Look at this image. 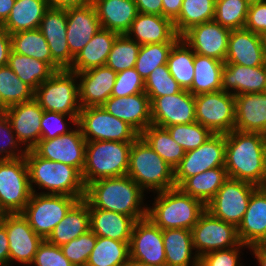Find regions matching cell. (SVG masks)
Instances as JSON below:
<instances>
[{"mask_svg": "<svg viewBox=\"0 0 266 266\" xmlns=\"http://www.w3.org/2000/svg\"><path fill=\"white\" fill-rule=\"evenodd\" d=\"M129 261V243L97 236L86 266H126Z\"/></svg>", "mask_w": 266, "mask_h": 266, "instance_id": "obj_41", "label": "cell"}, {"mask_svg": "<svg viewBox=\"0 0 266 266\" xmlns=\"http://www.w3.org/2000/svg\"><path fill=\"white\" fill-rule=\"evenodd\" d=\"M166 129L185 152L198 148L213 135L209 129L198 122L168 126Z\"/></svg>", "mask_w": 266, "mask_h": 266, "instance_id": "obj_48", "label": "cell"}, {"mask_svg": "<svg viewBox=\"0 0 266 266\" xmlns=\"http://www.w3.org/2000/svg\"><path fill=\"white\" fill-rule=\"evenodd\" d=\"M153 207H147V217L160 229L191 230L206 210L197 198L185 194L179 187L157 193Z\"/></svg>", "mask_w": 266, "mask_h": 266, "instance_id": "obj_4", "label": "cell"}, {"mask_svg": "<svg viewBox=\"0 0 266 266\" xmlns=\"http://www.w3.org/2000/svg\"><path fill=\"white\" fill-rule=\"evenodd\" d=\"M262 40H263V47H264L265 56H266V32L262 35Z\"/></svg>", "mask_w": 266, "mask_h": 266, "instance_id": "obj_67", "label": "cell"}, {"mask_svg": "<svg viewBox=\"0 0 266 266\" xmlns=\"http://www.w3.org/2000/svg\"><path fill=\"white\" fill-rule=\"evenodd\" d=\"M225 63L249 67L266 65L262 35L245 28L231 30Z\"/></svg>", "mask_w": 266, "mask_h": 266, "instance_id": "obj_25", "label": "cell"}, {"mask_svg": "<svg viewBox=\"0 0 266 266\" xmlns=\"http://www.w3.org/2000/svg\"><path fill=\"white\" fill-rule=\"evenodd\" d=\"M32 192L21 212L34 232L46 240L68 211L80 200L59 194Z\"/></svg>", "mask_w": 266, "mask_h": 266, "instance_id": "obj_8", "label": "cell"}, {"mask_svg": "<svg viewBox=\"0 0 266 266\" xmlns=\"http://www.w3.org/2000/svg\"><path fill=\"white\" fill-rule=\"evenodd\" d=\"M195 113L213 134H228L235 126V96L223 90L195 95Z\"/></svg>", "mask_w": 266, "mask_h": 266, "instance_id": "obj_11", "label": "cell"}, {"mask_svg": "<svg viewBox=\"0 0 266 266\" xmlns=\"http://www.w3.org/2000/svg\"><path fill=\"white\" fill-rule=\"evenodd\" d=\"M144 83L145 93L151 102L156 97L177 94L183 90L170 74L167 64L156 67Z\"/></svg>", "mask_w": 266, "mask_h": 266, "instance_id": "obj_49", "label": "cell"}, {"mask_svg": "<svg viewBox=\"0 0 266 266\" xmlns=\"http://www.w3.org/2000/svg\"><path fill=\"white\" fill-rule=\"evenodd\" d=\"M25 160L28 167L31 191L33 184L48 190L42 194H59L84 199L85 185L81 173L70 165L40 157L33 149L27 150Z\"/></svg>", "mask_w": 266, "mask_h": 266, "instance_id": "obj_3", "label": "cell"}, {"mask_svg": "<svg viewBox=\"0 0 266 266\" xmlns=\"http://www.w3.org/2000/svg\"><path fill=\"white\" fill-rule=\"evenodd\" d=\"M90 230L89 204L79 200L46 239L56 246L66 244Z\"/></svg>", "mask_w": 266, "mask_h": 266, "instance_id": "obj_33", "label": "cell"}, {"mask_svg": "<svg viewBox=\"0 0 266 266\" xmlns=\"http://www.w3.org/2000/svg\"><path fill=\"white\" fill-rule=\"evenodd\" d=\"M127 175L143 191L152 189L158 193L176 187L174 169L140 136L132 142Z\"/></svg>", "mask_w": 266, "mask_h": 266, "instance_id": "obj_5", "label": "cell"}, {"mask_svg": "<svg viewBox=\"0 0 266 266\" xmlns=\"http://www.w3.org/2000/svg\"><path fill=\"white\" fill-rule=\"evenodd\" d=\"M39 29L50 48L52 60L61 69H69L74 56L70 53L66 39V9L50 7L43 16Z\"/></svg>", "mask_w": 266, "mask_h": 266, "instance_id": "obj_20", "label": "cell"}, {"mask_svg": "<svg viewBox=\"0 0 266 266\" xmlns=\"http://www.w3.org/2000/svg\"><path fill=\"white\" fill-rule=\"evenodd\" d=\"M257 188L252 183L228 178L208 202L206 210L220 220L238 227L248 208L250 197Z\"/></svg>", "mask_w": 266, "mask_h": 266, "instance_id": "obj_12", "label": "cell"}, {"mask_svg": "<svg viewBox=\"0 0 266 266\" xmlns=\"http://www.w3.org/2000/svg\"><path fill=\"white\" fill-rule=\"evenodd\" d=\"M90 230L100 237L130 243L134 223L132 217L117 212L89 208Z\"/></svg>", "mask_w": 266, "mask_h": 266, "instance_id": "obj_31", "label": "cell"}, {"mask_svg": "<svg viewBox=\"0 0 266 266\" xmlns=\"http://www.w3.org/2000/svg\"><path fill=\"white\" fill-rule=\"evenodd\" d=\"M231 31L212 20L197 24L181 35L194 53L225 62Z\"/></svg>", "mask_w": 266, "mask_h": 266, "instance_id": "obj_18", "label": "cell"}, {"mask_svg": "<svg viewBox=\"0 0 266 266\" xmlns=\"http://www.w3.org/2000/svg\"><path fill=\"white\" fill-rule=\"evenodd\" d=\"M12 50L11 47V36L4 29H0V67L7 66L9 54Z\"/></svg>", "mask_w": 266, "mask_h": 266, "instance_id": "obj_57", "label": "cell"}, {"mask_svg": "<svg viewBox=\"0 0 266 266\" xmlns=\"http://www.w3.org/2000/svg\"><path fill=\"white\" fill-rule=\"evenodd\" d=\"M97 236L91 231L78 236L76 239L60 246L63 255L74 266H86L89 256L95 247Z\"/></svg>", "mask_w": 266, "mask_h": 266, "instance_id": "obj_50", "label": "cell"}, {"mask_svg": "<svg viewBox=\"0 0 266 266\" xmlns=\"http://www.w3.org/2000/svg\"><path fill=\"white\" fill-rule=\"evenodd\" d=\"M227 179L226 168L216 167L187 178L179 188L207 205Z\"/></svg>", "mask_w": 266, "mask_h": 266, "instance_id": "obj_37", "label": "cell"}, {"mask_svg": "<svg viewBox=\"0 0 266 266\" xmlns=\"http://www.w3.org/2000/svg\"><path fill=\"white\" fill-rule=\"evenodd\" d=\"M224 167L228 178L266 187L264 135L238 130L226 134Z\"/></svg>", "mask_w": 266, "mask_h": 266, "instance_id": "obj_1", "label": "cell"}, {"mask_svg": "<svg viewBox=\"0 0 266 266\" xmlns=\"http://www.w3.org/2000/svg\"><path fill=\"white\" fill-rule=\"evenodd\" d=\"M140 46V44L130 39L126 34L118 35L112 45L105 65L112 68L115 72L133 68Z\"/></svg>", "mask_w": 266, "mask_h": 266, "instance_id": "obj_46", "label": "cell"}, {"mask_svg": "<svg viewBox=\"0 0 266 266\" xmlns=\"http://www.w3.org/2000/svg\"><path fill=\"white\" fill-rule=\"evenodd\" d=\"M249 248L252 249L259 265L266 266V244H258Z\"/></svg>", "mask_w": 266, "mask_h": 266, "instance_id": "obj_62", "label": "cell"}, {"mask_svg": "<svg viewBox=\"0 0 266 266\" xmlns=\"http://www.w3.org/2000/svg\"><path fill=\"white\" fill-rule=\"evenodd\" d=\"M216 0H183L179 16L173 21L176 33L181 36L192 26L214 19Z\"/></svg>", "mask_w": 266, "mask_h": 266, "instance_id": "obj_43", "label": "cell"}, {"mask_svg": "<svg viewBox=\"0 0 266 266\" xmlns=\"http://www.w3.org/2000/svg\"><path fill=\"white\" fill-rule=\"evenodd\" d=\"M143 196L144 191L138 184L128 175H123L87 184L84 200L89 208L117 212L137 221L147 217V207L141 206Z\"/></svg>", "mask_w": 266, "mask_h": 266, "instance_id": "obj_2", "label": "cell"}, {"mask_svg": "<svg viewBox=\"0 0 266 266\" xmlns=\"http://www.w3.org/2000/svg\"><path fill=\"white\" fill-rule=\"evenodd\" d=\"M234 130L266 132V93H248L235 96Z\"/></svg>", "mask_w": 266, "mask_h": 266, "instance_id": "obj_29", "label": "cell"}, {"mask_svg": "<svg viewBox=\"0 0 266 266\" xmlns=\"http://www.w3.org/2000/svg\"><path fill=\"white\" fill-rule=\"evenodd\" d=\"M249 2H254V1H263V0H248Z\"/></svg>", "mask_w": 266, "mask_h": 266, "instance_id": "obj_69", "label": "cell"}, {"mask_svg": "<svg viewBox=\"0 0 266 266\" xmlns=\"http://www.w3.org/2000/svg\"><path fill=\"white\" fill-rule=\"evenodd\" d=\"M165 266H199V257H192L193 241L191 230L166 229L162 230ZM191 258L193 261H191ZM191 262V263H190Z\"/></svg>", "mask_w": 266, "mask_h": 266, "instance_id": "obj_35", "label": "cell"}, {"mask_svg": "<svg viewBox=\"0 0 266 266\" xmlns=\"http://www.w3.org/2000/svg\"><path fill=\"white\" fill-rule=\"evenodd\" d=\"M194 80L188 89L194 96L222 90V70L225 62L215 58L194 55Z\"/></svg>", "mask_w": 266, "mask_h": 266, "instance_id": "obj_36", "label": "cell"}, {"mask_svg": "<svg viewBox=\"0 0 266 266\" xmlns=\"http://www.w3.org/2000/svg\"><path fill=\"white\" fill-rule=\"evenodd\" d=\"M101 28L127 34L138 14L134 0H92Z\"/></svg>", "mask_w": 266, "mask_h": 266, "instance_id": "obj_30", "label": "cell"}, {"mask_svg": "<svg viewBox=\"0 0 266 266\" xmlns=\"http://www.w3.org/2000/svg\"><path fill=\"white\" fill-rule=\"evenodd\" d=\"M52 8L67 9L77 7L91 2V0H47Z\"/></svg>", "mask_w": 266, "mask_h": 266, "instance_id": "obj_61", "label": "cell"}, {"mask_svg": "<svg viewBox=\"0 0 266 266\" xmlns=\"http://www.w3.org/2000/svg\"><path fill=\"white\" fill-rule=\"evenodd\" d=\"M31 264L35 266H74L64 255L60 246L43 240Z\"/></svg>", "mask_w": 266, "mask_h": 266, "instance_id": "obj_53", "label": "cell"}, {"mask_svg": "<svg viewBox=\"0 0 266 266\" xmlns=\"http://www.w3.org/2000/svg\"><path fill=\"white\" fill-rule=\"evenodd\" d=\"M77 128L53 139H40L33 150L40 157L70 165L82 173L87 141L78 125Z\"/></svg>", "mask_w": 266, "mask_h": 266, "instance_id": "obj_16", "label": "cell"}, {"mask_svg": "<svg viewBox=\"0 0 266 266\" xmlns=\"http://www.w3.org/2000/svg\"><path fill=\"white\" fill-rule=\"evenodd\" d=\"M138 12L162 16V0H134Z\"/></svg>", "mask_w": 266, "mask_h": 266, "instance_id": "obj_58", "label": "cell"}, {"mask_svg": "<svg viewBox=\"0 0 266 266\" xmlns=\"http://www.w3.org/2000/svg\"><path fill=\"white\" fill-rule=\"evenodd\" d=\"M31 194L25 157L0 160V205L4 211L21 213Z\"/></svg>", "mask_w": 266, "mask_h": 266, "instance_id": "obj_10", "label": "cell"}, {"mask_svg": "<svg viewBox=\"0 0 266 266\" xmlns=\"http://www.w3.org/2000/svg\"><path fill=\"white\" fill-rule=\"evenodd\" d=\"M245 246L249 247L240 243L235 247L209 252L199 258V266H241L238 263L239 249Z\"/></svg>", "mask_w": 266, "mask_h": 266, "instance_id": "obj_54", "label": "cell"}, {"mask_svg": "<svg viewBox=\"0 0 266 266\" xmlns=\"http://www.w3.org/2000/svg\"><path fill=\"white\" fill-rule=\"evenodd\" d=\"M263 135H264L265 149H266V132Z\"/></svg>", "mask_w": 266, "mask_h": 266, "instance_id": "obj_68", "label": "cell"}, {"mask_svg": "<svg viewBox=\"0 0 266 266\" xmlns=\"http://www.w3.org/2000/svg\"><path fill=\"white\" fill-rule=\"evenodd\" d=\"M10 36L12 51L47 62L55 71L62 70L52 60L50 48L39 28L19 31Z\"/></svg>", "mask_w": 266, "mask_h": 266, "instance_id": "obj_38", "label": "cell"}, {"mask_svg": "<svg viewBox=\"0 0 266 266\" xmlns=\"http://www.w3.org/2000/svg\"><path fill=\"white\" fill-rule=\"evenodd\" d=\"M249 4L248 0H216L213 20L230 31L243 29Z\"/></svg>", "mask_w": 266, "mask_h": 266, "instance_id": "obj_45", "label": "cell"}, {"mask_svg": "<svg viewBox=\"0 0 266 266\" xmlns=\"http://www.w3.org/2000/svg\"><path fill=\"white\" fill-rule=\"evenodd\" d=\"M152 125L166 128L196 122L195 96L188 90L156 97L151 102Z\"/></svg>", "mask_w": 266, "mask_h": 266, "instance_id": "obj_17", "label": "cell"}, {"mask_svg": "<svg viewBox=\"0 0 266 266\" xmlns=\"http://www.w3.org/2000/svg\"><path fill=\"white\" fill-rule=\"evenodd\" d=\"M77 73L68 69L56 71L49 79L39 85L34 99L45 111L68 115L69 121L77 125L81 111Z\"/></svg>", "mask_w": 266, "mask_h": 266, "instance_id": "obj_7", "label": "cell"}, {"mask_svg": "<svg viewBox=\"0 0 266 266\" xmlns=\"http://www.w3.org/2000/svg\"><path fill=\"white\" fill-rule=\"evenodd\" d=\"M126 35L140 45L176 43L181 38L176 33L173 21L169 18L140 12H138Z\"/></svg>", "mask_w": 266, "mask_h": 266, "instance_id": "obj_26", "label": "cell"}, {"mask_svg": "<svg viewBox=\"0 0 266 266\" xmlns=\"http://www.w3.org/2000/svg\"><path fill=\"white\" fill-rule=\"evenodd\" d=\"M0 135V140L2 139V145L0 144V160L18 159L21 157H25V154L27 153V150L25 148L24 150H20L19 153L15 152L18 150L16 149V146L17 148H19L18 144L20 145V142L17 139L15 133L13 132L12 125L5 113H0ZM3 153H5V155Z\"/></svg>", "mask_w": 266, "mask_h": 266, "instance_id": "obj_52", "label": "cell"}, {"mask_svg": "<svg viewBox=\"0 0 266 266\" xmlns=\"http://www.w3.org/2000/svg\"><path fill=\"white\" fill-rule=\"evenodd\" d=\"M1 223L5 226L9 240V263L16 260L31 264L44 239L34 232L21 213L7 214Z\"/></svg>", "mask_w": 266, "mask_h": 266, "instance_id": "obj_19", "label": "cell"}, {"mask_svg": "<svg viewBox=\"0 0 266 266\" xmlns=\"http://www.w3.org/2000/svg\"><path fill=\"white\" fill-rule=\"evenodd\" d=\"M49 8L47 0H15L2 28L10 35L19 31L37 29Z\"/></svg>", "mask_w": 266, "mask_h": 266, "instance_id": "obj_34", "label": "cell"}, {"mask_svg": "<svg viewBox=\"0 0 266 266\" xmlns=\"http://www.w3.org/2000/svg\"><path fill=\"white\" fill-rule=\"evenodd\" d=\"M266 88V65L259 67L225 63L222 70V90L232 95L261 93ZM234 91H229V90ZM234 92V93H233Z\"/></svg>", "mask_w": 266, "mask_h": 266, "instance_id": "obj_28", "label": "cell"}, {"mask_svg": "<svg viewBox=\"0 0 266 266\" xmlns=\"http://www.w3.org/2000/svg\"><path fill=\"white\" fill-rule=\"evenodd\" d=\"M183 0H162V16L174 21L180 14Z\"/></svg>", "mask_w": 266, "mask_h": 266, "instance_id": "obj_59", "label": "cell"}, {"mask_svg": "<svg viewBox=\"0 0 266 266\" xmlns=\"http://www.w3.org/2000/svg\"><path fill=\"white\" fill-rule=\"evenodd\" d=\"M34 92L8 65L0 67V94L7 107L33 100Z\"/></svg>", "mask_w": 266, "mask_h": 266, "instance_id": "obj_44", "label": "cell"}, {"mask_svg": "<svg viewBox=\"0 0 266 266\" xmlns=\"http://www.w3.org/2000/svg\"><path fill=\"white\" fill-rule=\"evenodd\" d=\"M66 114L45 111L41 119V139H53L60 135L69 133L67 124L64 122Z\"/></svg>", "mask_w": 266, "mask_h": 266, "instance_id": "obj_55", "label": "cell"}, {"mask_svg": "<svg viewBox=\"0 0 266 266\" xmlns=\"http://www.w3.org/2000/svg\"><path fill=\"white\" fill-rule=\"evenodd\" d=\"M174 44L153 43L140 46L134 68L144 81L156 67L167 64L168 56Z\"/></svg>", "mask_w": 266, "mask_h": 266, "instance_id": "obj_47", "label": "cell"}, {"mask_svg": "<svg viewBox=\"0 0 266 266\" xmlns=\"http://www.w3.org/2000/svg\"><path fill=\"white\" fill-rule=\"evenodd\" d=\"M126 266H153V265L143 264V263L138 262V261L130 260Z\"/></svg>", "mask_w": 266, "mask_h": 266, "instance_id": "obj_64", "label": "cell"}, {"mask_svg": "<svg viewBox=\"0 0 266 266\" xmlns=\"http://www.w3.org/2000/svg\"><path fill=\"white\" fill-rule=\"evenodd\" d=\"M15 0H0V22L3 24L9 17Z\"/></svg>", "mask_w": 266, "mask_h": 266, "instance_id": "obj_63", "label": "cell"}, {"mask_svg": "<svg viewBox=\"0 0 266 266\" xmlns=\"http://www.w3.org/2000/svg\"><path fill=\"white\" fill-rule=\"evenodd\" d=\"M140 137L173 169L185 155L183 147L175 142L166 128L151 124Z\"/></svg>", "mask_w": 266, "mask_h": 266, "instance_id": "obj_40", "label": "cell"}, {"mask_svg": "<svg viewBox=\"0 0 266 266\" xmlns=\"http://www.w3.org/2000/svg\"><path fill=\"white\" fill-rule=\"evenodd\" d=\"M194 51L180 38L172 47L167 66L182 89L188 90L194 80Z\"/></svg>", "mask_w": 266, "mask_h": 266, "instance_id": "obj_42", "label": "cell"}, {"mask_svg": "<svg viewBox=\"0 0 266 266\" xmlns=\"http://www.w3.org/2000/svg\"><path fill=\"white\" fill-rule=\"evenodd\" d=\"M194 250L201 256L222 249L238 246L241 242L237 227L220 220L205 210L191 229Z\"/></svg>", "mask_w": 266, "mask_h": 266, "instance_id": "obj_13", "label": "cell"}, {"mask_svg": "<svg viewBox=\"0 0 266 266\" xmlns=\"http://www.w3.org/2000/svg\"><path fill=\"white\" fill-rule=\"evenodd\" d=\"M7 108L8 107L3 103L2 98H1V94H0V113H5Z\"/></svg>", "mask_w": 266, "mask_h": 266, "instance_id": "obj_65", "label": "cell"}, {"mask_svg": "<svg viewBox=\"0 0 266 266\" xmlns=\"http://www.w3.org/2000/svg\"><path fill=\"white\" fill-rule=\"evenodd\" d=\"M119 34L108 29L100 28L91 40L74 57L68 69L75 73L105 66L112 45Z\"/></svg>", "mask_w": 266, "mask_h": 266, "instance_id": "obj_32", "label": "cell"}, {"mask_svg": "<svg viewBox=\"0 0 266 266\" xmlns=\"http://www.w3.org/2000/svg\"><path fill=\"white\" fill-rule=\"evenodd\" d=\"M44 109L33 99L7 108V115L12 130L26 150H32L41 139V119Z\"/></svg>", "mask_w": 266, "mask_h": 266, "instance_id": "obj_21", "label": "cell"}, {"mask_svg": "<svg viewBox=\"0 0 266 266\" xmlns=\"http://www.w3.org/2000/svg\"><path fill=\"white\" fill-rule=\"evenodd\" d=\"M102 107L111 115L127 122L141 134L151 121V101L145 92L123 97H110Z\"/></svg>", "mask_w": 266, "mask_h": 266, "instance_id": "obj_24", "label": "cell"}, {"mask_svg": "<svg viewBox=\"0 0 266 266\" xmlns=\"http://www.w3.org/2000/svg\"><path fill=\"white\" fill-rule=\"evenodd\" d=\"M66 14V39L70 53L75 57L98 32L101 25L92 2L67 8Z\"/></svg>", "mask_w": 266, "mask_h": 266, "instance_id": "obj_23", "label": "cell"}, {"mask_svg": "<svg viewBox=\"0 0 266 266\" xmlns=\"http://www.w3.org/2000/svg\"><path fill=\"white\" fill-rule=\"evenodd\" d=\"M81 108L102 106L111 97L117 72L105 66L77 73Z\"/></svg>", "mask_w": 266, "mask_h": 266, "instance_id": "obj_22", "label": "cell"}, {"mask_svg": "<svg viewBox=\"0 0 266 266\" xmlns=\"http://www.w3.org/2000/svg\"><path fill=\"white\" fill-rule=\"evenodd\" d=\"M129 250L130 260L153 266H165L162 229L148 217L134 223Z\"/></svg>", "mask_w": 266, "mask_h": 266, "instance_id": "obj_15", "label": "cell"}, {"mask_svg": "<svg viewBox=\"0 0 266 266\" xmlns=\"http://www.w3.org/2000/svg\"><path fill=\"white\" fill-rule=\"evenodd\" d=\"M131 145L132 142L87 141L85 165L81 173L84 185L127 175Z\"/></svg>", "mask_w": 266, "mask_h": 266, "instance_id": "obj_6", "label": "cell"}, {"mask_svg": "<svg viewBox=\"0 0 266 266\" xmlns=\"http://www.w3.org/2000/svg\"><path fill=\"white\" fill-rule=\"evenodd\" d=\"M237 233L240 242L249 247L266 244V187L252 193Z\"/></svg>", "mask_w": 266, "mask_h": 266, "instance_id": "obj_27", "label": "cell"}, {"mask_svg": "<svg viewBox=\"0 0 266 266\" xmlns=\"http://www.w3.org/2000/svg\"><path fill=\"white\" fill-rule=\"evenodd\" d=\"M7 65L34 91L56 72L47 62L17 54L12 50Z\"/></svg>", "mask_w": 266, "mask_h": 266, "instance_id": "obj_39", "label": "cell"}, {"mask_svg": "<svg viewBox=\"0 0 266 266\" xmlns=\"http://www.w3.org/2000/svg\"><path fill=\"white\" fill-rule=\"evenodd\" d=\"M86 141L134 142L140 134L102 106L81 108L77 119Z\"/></svg>", "mask_w": 266, "mask_h": 266, "instance_id": "obj_9", "label": "cell"}, {"mask_svg": "<svg viewBox=\"0 0 266 266\" xmlns=\"http://www.w3.org/2000/svg\"><path fill=\"white\" fill-rule=\"evenodd\" d=\"M226 134H213L198 148L185 152L174 169L175 186L179 187L187 178L206 170L225 165Z\"/></svg>", "mask_w": 266, "mask_h": 266, "instance_id": "obj_14", "label": "cell"}, {"mask_svg": "<svg viewBox=\"0 0 266 266\" xmlns=\"http://www.w3.org/2000/svg\"><path fill=\"white\" fill-rule=\"evenodd\" d=\"M0 266H9V240L5 226L0 222Z\"/></svg>", "mask_w": 266, "mask_h": 266, "instance_id": "obj_60", "label": "cell"}, {"mask_svg": "<svg viewBox=\"0 0 266 266\" xmlns=\"http://www.w3.org/2000/svg\"><path fill=\"white\" fill-rule=\"evenodd\" d=\"M145 92V83L135 68L117 72L111 96L123 97Z\"/></svg>", "mask_w": 266, "mask_h": 266, "instance_id": "obj_51", "label": "cell"}, {"mask_svg": "<svg viewBox=\"0 0 266 266\" xmlns=\"http://www.w3.org/2000/svg\"><path fill=\"white\" fill-rule=\"evenodd\" d=\"M7 215V213L4 211V209L0 205V222L4 219V217Z\"/></svg>", "mask_w": 266, "mask_h": 266, "instance_id": "obj_66", "label": "cell"}, {"mask_svg": "<svg viewBox=\"0 0 266 266\" xmlns=\"http://www.w3.org/2000/svg\"><path fill=\"white\" fill-rule=\"evenodd\" d=\"M244 28L259 35L266 32V0L250 2Z\"/></svg>", "mask_w": 266, "mask_h": 266, "instance_id": "obj_56", "label": "cell"}]
</instances>
